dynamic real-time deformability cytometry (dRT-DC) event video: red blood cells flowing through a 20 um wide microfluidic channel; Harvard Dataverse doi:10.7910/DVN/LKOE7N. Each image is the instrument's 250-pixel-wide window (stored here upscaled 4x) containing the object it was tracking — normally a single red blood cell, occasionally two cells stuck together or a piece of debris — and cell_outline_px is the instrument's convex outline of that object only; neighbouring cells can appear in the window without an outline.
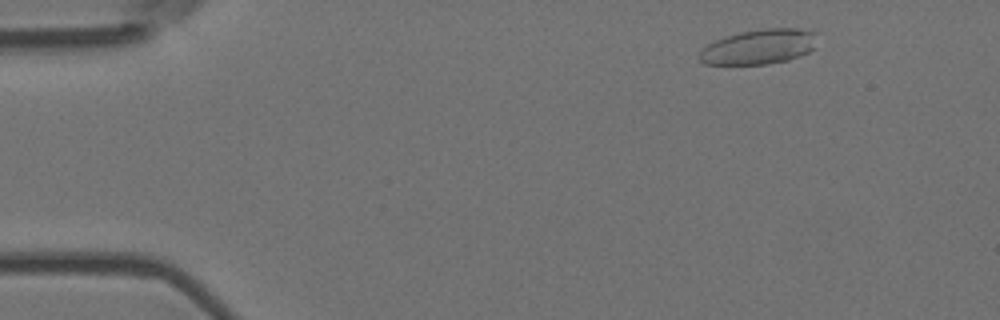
{"species": "Egyptian fruit bat (a non-hibernating species)", "species_latin": "Rousettus aegyptiacus", "temperature_condition": "room temperature", "stored_images_in_passage": 6, "camera_frame_rate_fps": 3000, "um_per_image_px": 0.085, "animal": {"sex": "female"}, "frame": {"image": 1, "passage_image": 2, "time_ms": 0.333, "image_size_px": [1000, 320], "cell_outline_px": [[816, 32], [812, 48], [808, 52], [800, 56], [788, 60], [768, 64], [704, 64], [700, 60], [700, 52], [708, 44], [716, 40], [740, 32], [768, 28], [796, 28]], "centroid_in_image_um": [64.52, 3.98], "position_along_channel_um": 20.5, "area_um2": 23.58}}